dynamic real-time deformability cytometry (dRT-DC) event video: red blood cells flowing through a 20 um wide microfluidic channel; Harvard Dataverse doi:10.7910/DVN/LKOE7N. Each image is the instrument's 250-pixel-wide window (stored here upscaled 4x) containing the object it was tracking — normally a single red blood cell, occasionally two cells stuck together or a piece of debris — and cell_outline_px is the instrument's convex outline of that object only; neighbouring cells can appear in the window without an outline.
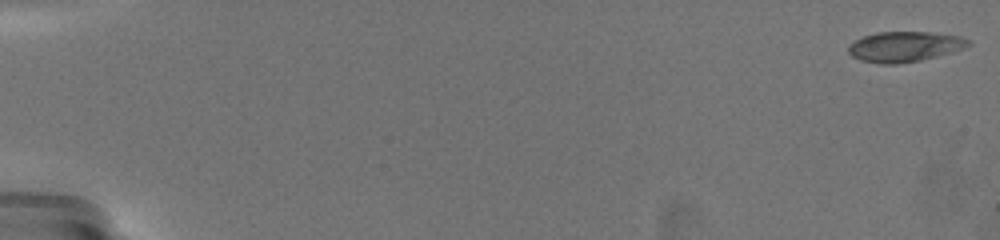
{"species": "common noctule bat (a hibernating species)", "species_latin": "Nyctalus noctula", "temperature_condition": "warm", "stored_images_in_passage": 26, "camera_frame_rate_fps": 3000, "um_per_image_px": 0.085, "animal": {"sex": "female", "body_mass_g": 19.5, "forearm_length_mm": 54.1}, "frame": {"image": 1, "passage_image": 1, "time_ms": 0.0, "image_size_px": [1000, 240], "cell_outline_px": [[972, 44], [952, 52], [920, 60], [896, 64], [880, 64], [860, 60], [852, 56], [848, 52], [848, 44], [864, 36], [876, 32], [932, 32], [960, 36], [968, 40]], "centroid_in_image_um": [76.86, 3.96], "position_along_channel_um": 8.1, "area_um2": 21.1}}
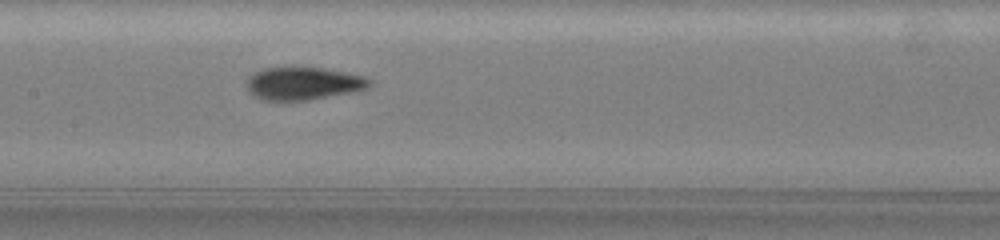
{"frame": {"image": 2, "passage_image": 18, "time_ms": 10.333, "image_size_px": [1000, 240], "cell_outline_px": [[372, 84], [368, 88], [356, 92], [308, 100], [260, 100], [252, 96], [248, 92], [248, 76], [260, 68], [292, 64], [320, 68], [344, 72], [364, 76], [372, 80]], "centroid_in_image_um": [25.75, 7.06], "position_along_channel_um": 181.7, "area_um2": 24.45}}
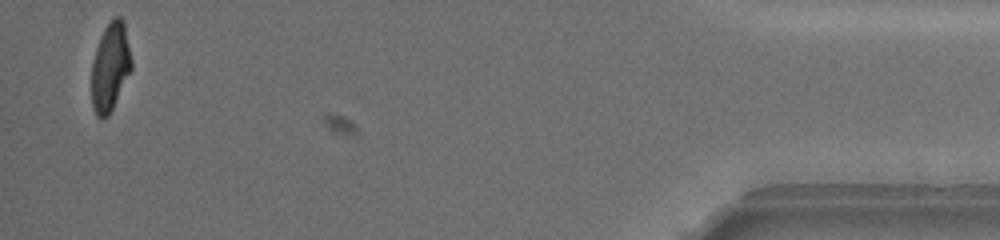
{"frame": {"image": 3, "passage_image": 26, "time_ms": 19.333, "image_size_px": [1000, 240], "cell_outline_px": [[132, 68], [108, 116], [104, 120], [100, 120], [96, 116], [92, 108], [92, 60], [100, 36], [104, 28], [112, 16], [120, 16], [124, 20], [132, 60]], "centroid_in_image_um": [9.37, 5.67], "position_along_channel_um": 425.8, "area_um2": 20.75}, "authors_computed_cell_mechanics": {"area_um2": 21.1837, "velocity_mm_per_s": 3.5458, "shape_relaxation_time_tau1_ms": 3.4233, "shape_relaxation_time_tau2_ms": 1.4682, "deformation_change_tau1": 0.148, "deformation_change_tau2": 0.0526}}